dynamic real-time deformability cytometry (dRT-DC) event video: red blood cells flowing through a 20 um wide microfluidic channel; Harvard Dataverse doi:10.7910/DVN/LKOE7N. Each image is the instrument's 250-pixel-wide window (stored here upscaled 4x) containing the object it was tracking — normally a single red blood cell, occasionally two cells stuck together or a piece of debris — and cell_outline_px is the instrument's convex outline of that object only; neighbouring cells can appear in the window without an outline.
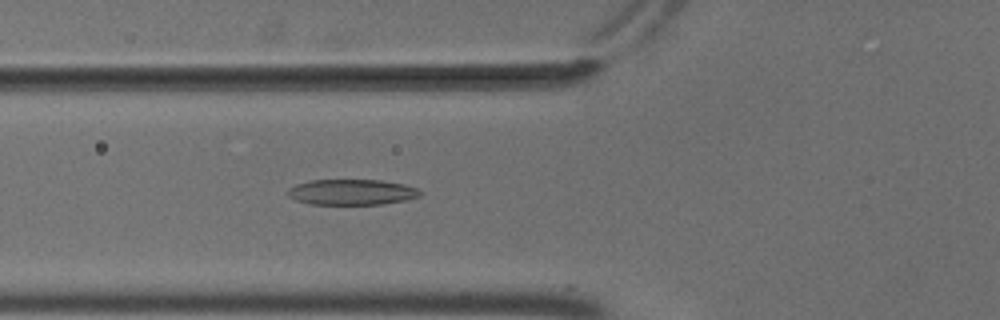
{"species": "common noctule bat (a hibernating species)", "species_latin": "Nyctalus noctula", "temperature_condition": "cold", "stored_images_in_passage": 50, "camera_frame_rate_fps": 3000, "um_per_image_px": 0.085, "animal": {"sex": "male", "body_mass_g": 18.8}, "frame": {"image": 1, "passage_image": 16, "time_ms": 5.0, "image_size_px": [1000, 320], "cell_outline_px": [[420, 196], [404, 200], [384, 204], [308, 204], [296, 200], [288, 196], [288, 188], [296, 184], [308, 180], [380, 180], [404, 184], [416, 188], [420, 192]], "centroid_in_image_um": [29.86, 16.32], "position_along_channel_um": 95.9, "area_um2": 19.71}}
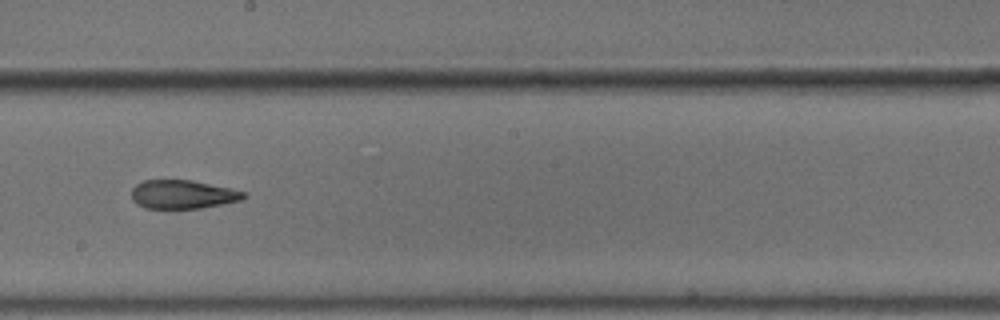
{"frame": {"image": 2, "passage_image": 27, "time_ms": 8.667, "image_size_px": [1000, 320], "cell_outline_px": [[248, 196], [244, 200], [224, 204], [200, 208], [144, 208], [136, 204], [132, 200], [132, 188], [136, 184], [144, 180], [192, 180], [232, 188], [248, 192]], "centroid_in_image_um": [15.6, 16.52], "position_along_channel_um": 232.6, "area_um2": 19.07}}
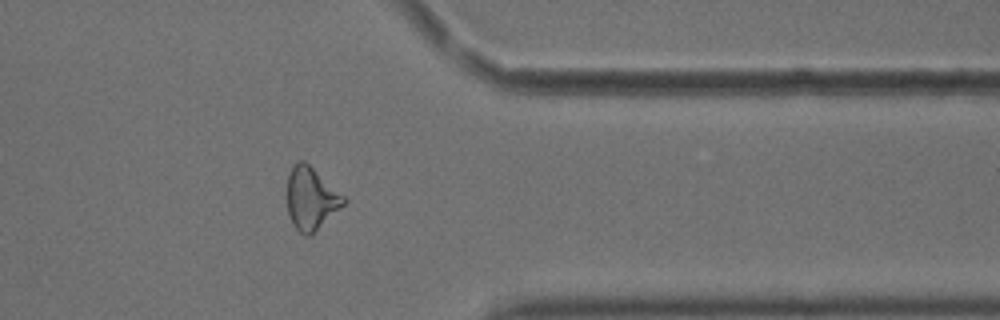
{"frame": {"image": 3, "passage_image": 40, "time_ms": 13.0, "image_size_px": [1000, 320], "cell_outline_px": [[348, 200], [344, 204], [308, 236], [304, 236], [292, 224], [288, 212], [288, 172], [292, 164], [296, 160], [304, 160], [344, 196]], "centroid_in_image_um": [26.4, 16.83], "position_along_channel_um": 385.0, "area_um2": 20.17}, "authors_computed_cell_mechanics": {"area_um2": 19.8832, "velocity_mm_per_s": 3.7115, "shape_relaxation_time_tau1_ms": null, "shape_relaxation_time_tau2_ms": 2.8007, "deformation_change_tau1": null, "deformation_change_tau2": 0.1238}}